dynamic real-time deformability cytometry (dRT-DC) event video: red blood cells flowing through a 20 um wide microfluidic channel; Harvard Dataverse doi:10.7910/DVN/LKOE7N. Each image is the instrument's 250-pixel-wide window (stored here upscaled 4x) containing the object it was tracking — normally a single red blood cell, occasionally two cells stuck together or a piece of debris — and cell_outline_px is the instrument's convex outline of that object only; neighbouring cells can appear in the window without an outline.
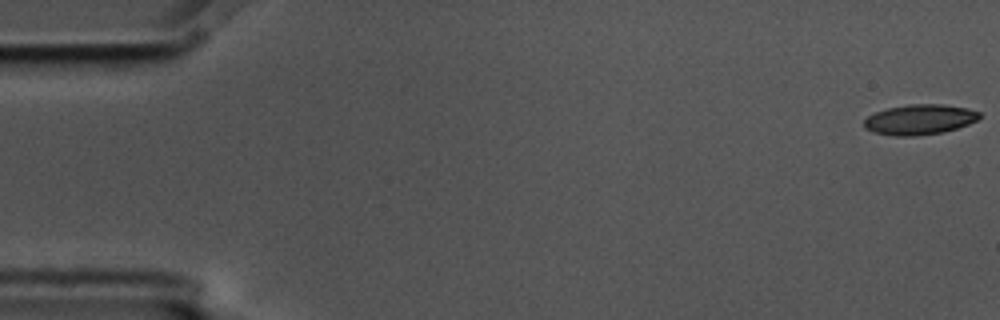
{"species": "common noctule bat (a hibernating species)", "species_latin": "Nyctalus noctula", "temperature_condition": "cold", "stored_images_in_passage": 6, "camera_frame_rate_fps": 3000, "um_per_image_px": 0.085, "animal": {"sex": "male", "body_mass_g": 17.5, "forearm_length_mm": 52.3}, "frame": {"image": 1, "passage_image": 1, "time_ms": 0.0, "image_size_px": [1000, 320], "cell_outline_px": [[980, 116], [976, 120], [968, 124], [956, 128], [940, 132], [916, 136], [892, 136], [876, 132], [864, 128], [864, 120], [868, 116], [876, 112], [888, 108], [908, 104], [944, 104], [968, 108], [980, 112]], "centroid_in_image_um": [78.16, 10.15], "position_along_channel_um": 6.8, "area_um2": 20.17}}
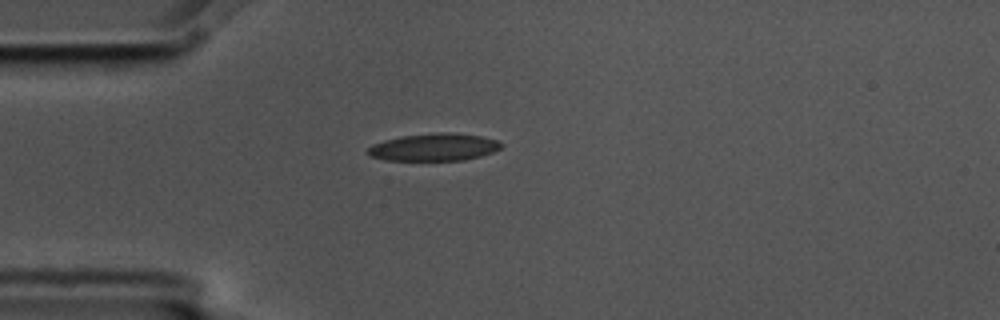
{"frame": {"image": 2, "passage_image": 5, "time_ms": 1.333, "image_size_px": [1000, 320], "cell_outline_px": [[504, 144], [500, 148], [492, 152], [480, 156], [464, 160], [384, 160], [368, 156], [364, 152], [372, 144], [384, 140], [404, 136], [436, 132], [444, 132], [480, 136], [496, 140]], "centroid_in_image_um": [36.84, 12.52], "position_along_channel_um": 48.2, "area_um2": 21.27}}